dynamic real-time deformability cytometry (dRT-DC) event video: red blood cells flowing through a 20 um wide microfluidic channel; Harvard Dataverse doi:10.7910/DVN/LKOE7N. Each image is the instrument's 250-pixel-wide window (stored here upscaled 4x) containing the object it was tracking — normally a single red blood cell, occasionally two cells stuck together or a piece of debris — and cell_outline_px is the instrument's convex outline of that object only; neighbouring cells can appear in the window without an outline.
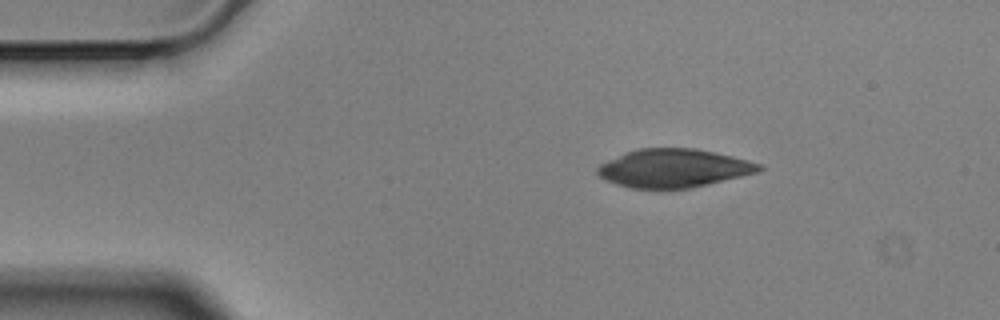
{"species": "Egyptian fruit bat (a non-hibernating species)", "species_latin": "Rousettus aegyptiacus", "temperature_condition": "cold", "stored_images_in_passage": 48, "camera_frame_rate_fps": 3000, "um_per_image_px": 0.085, "animal": {"sex": "male"}, "frame": {"image": 1, "passage_image": 1, "time_ms": 0.0, "image_size_px": [1000, 320], "cell_outline_px": [[764, 168], [760, 172], [692, 188], [660, 192], [628, 188], [604, 180], [596, 172], [596, 168], [600, 164], [624, 152], [636, 148], [696, 148], [716, 152], [764, 164]], "centroid_in_image_um": [57.25, 14.33], "position_along_channel_um": 27.8, "area_um2": 37.45}}